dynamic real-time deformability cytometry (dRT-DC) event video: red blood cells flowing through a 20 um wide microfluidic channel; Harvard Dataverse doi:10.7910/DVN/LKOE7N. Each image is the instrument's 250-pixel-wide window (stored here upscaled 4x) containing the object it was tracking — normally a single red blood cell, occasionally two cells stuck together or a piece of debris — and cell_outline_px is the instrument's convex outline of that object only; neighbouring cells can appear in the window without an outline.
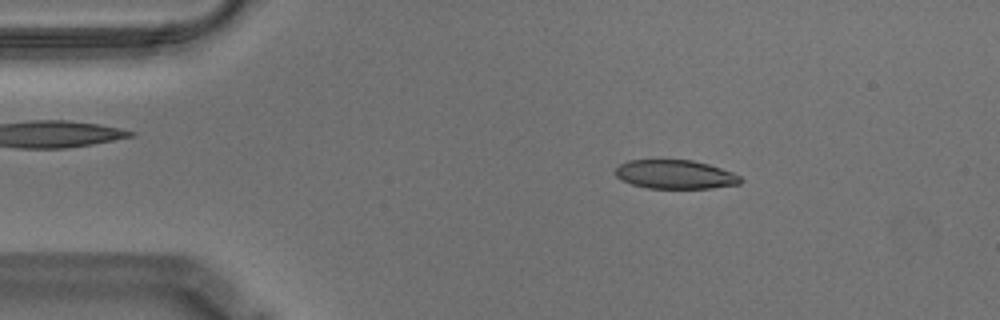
{"species": "Egyptian fruit bat (a non-hibernating species)", "species_latin": "Rousettus aegyptiacus", "temperature_condition": "warm", "stored_images_in_passage": 55, "camera_frame_rate_fps": 3000, "um_per_image_px": 0.085, "animal": {"sex": "male"}, "frame": {"image": 1, "passage_image": 8, "time_ms": 2.333, "image_size_px": [1000, 320], "cell_outline_px": [[744, 180], [740, 184], [712, 188], [648, 188], [632, 184], [620, 180], [612, 172], [620, 164], [628, 160], [692, 160], [708, 164], [732, 172], [740, 176]], "centroid_in_image_um": [57.37, 14.83], "position_along_channel_um": 27.6, "area_um2": 21.15}}
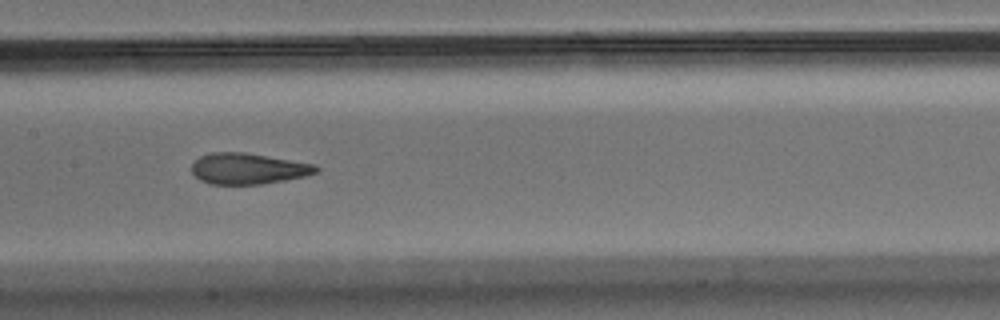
{"frame": {"image": 2, "passage_image": 26, "time_ms": 8.333, "image_size_px": [1000, 320], "cell_outline_px": [[320, 168], [316, 172], [304, 176], [284, 180], [260, 184], [208, 184], [200, 180], [192, 172], [192, 164], [200, 156], [212, 152], [244, 152], [316, 164]], "centroid_in_image_um": [21.08, 14.33], "position_along_channel_um": 186.3, "area_um2": 22.37}}
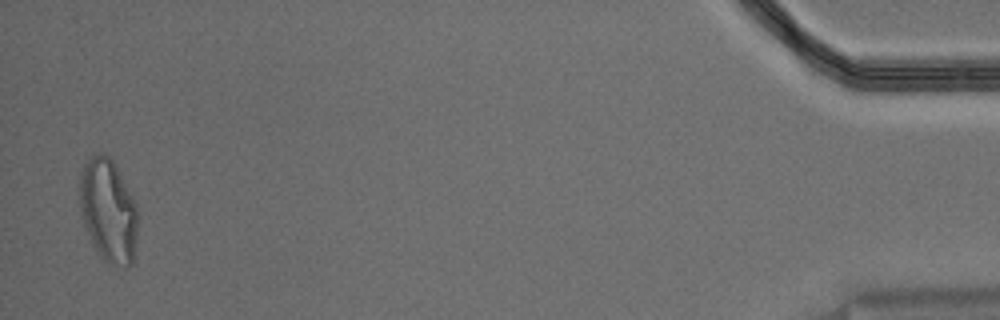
{"frame": {"image": 3, "passage_image": 54, "time_ms": 17.667, "image_size_px": [1000, 320], "cell_outline_px": [[136, 240], [132, 264], [128, 268], [124, 268], [108, 264], [100, 256], [80, 216], [80, 172], [84, 164], [92, 156], [100, 152], [104, 152], [116, 164], [136, 204]], "centroid_in_image_um": [9.2, 17.9], "position_along_channel_um": 426.0, "area_um2": 34.91}, "authors_computed_cell_mechanics": {"area_um2": 23.0622, "velocity_mm_per_s": 3.5336, "shape_relaxation_time_tau1_ms": null, "shape_relaxation_time_tau2_ms": 1.7175, "deformation_change_tau1": null, "deformation_change_tau2": 0.0868}}